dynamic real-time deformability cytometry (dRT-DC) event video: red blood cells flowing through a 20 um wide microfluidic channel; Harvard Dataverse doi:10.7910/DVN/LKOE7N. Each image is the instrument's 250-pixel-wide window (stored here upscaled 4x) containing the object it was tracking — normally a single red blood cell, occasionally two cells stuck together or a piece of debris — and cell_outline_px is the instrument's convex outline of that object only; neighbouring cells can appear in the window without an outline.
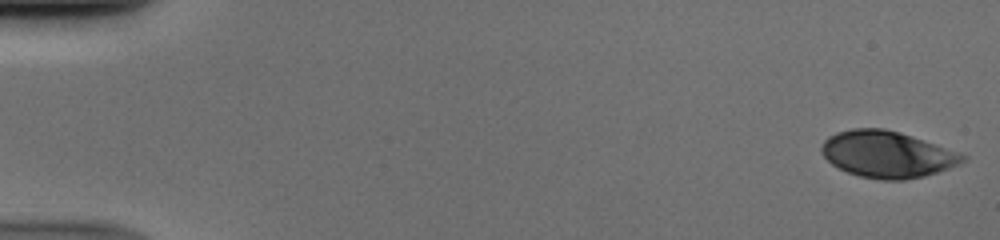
{"species": "human", "species_latin": "Homo sapiens", "temperature_condition": "cold", "stored_images_in_passage": 52, "camera_frame_rate_fps": 3000, "um_per_image_px": 0.085, "donor": {"sex": "male"}, "frame": {"image": 1, "passage_image": 1, "time_ms": 0.0, "image_size_px": [1000, 240], "cell_outline_px": [[968, 156], [964, 160], [948, 168], [924, 176], [904, 180], [880, 180], [860, 176], [848, 172], [832, 164], [824, 156], [820, 148], [824, 140], [828, 136], [836, 132], [852, 128], [884, 128], [900, 132], [912, 136]], "centroid_in_image_um": [75.36, 13.11], "position_along_channel_um": 9.6, "area_um2": 37.92}}
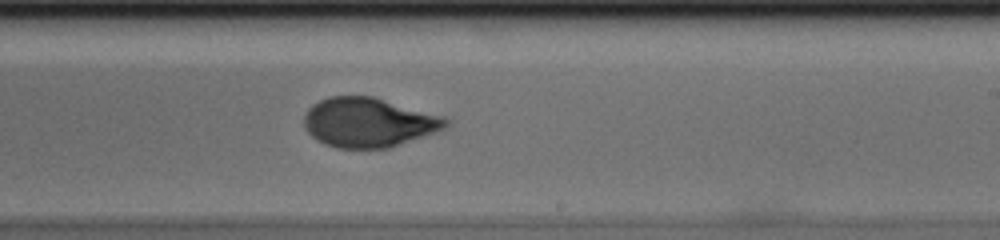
{"frame": {"image": 2, "passage_image": 32, "time_ms": 10.333, "image_size_px": [1000, 240], "cell_outline_px": [[452, 124], [436, 132], [388, 148], [336, 148], [324, 144], [316, 140], [304, 128], [304, 116], [308, 108], [312, 104], [328, 96], [372, 96], [444, 116], [452, 120]], "centroid_in_image_um": [31.33, 10.4], "position_along_channel_um": 257.7, "area_um2": 41.1}}
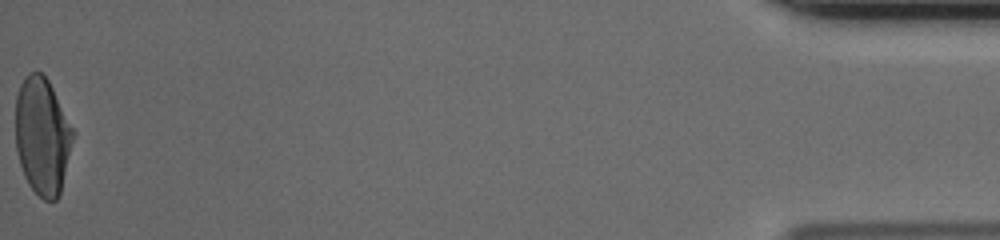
{"frame": {"image": 3, "passage_image": 52, "time_ms": 17.0, "image_size_px": [1000, 240], "cell_outline_px": [[72, 140], [60, 196], [56, 200], [44, 200], [28, 184], [24, 176], [20, 164], [16, 148], [16, 96], [20, 84], [28, 72], [40, 72], [48, 80], [72, 128]], "centroid_in_image_um": [3.57, 11.58], "position_along_channel_um": 431.6, "area_um2": 38.67}}